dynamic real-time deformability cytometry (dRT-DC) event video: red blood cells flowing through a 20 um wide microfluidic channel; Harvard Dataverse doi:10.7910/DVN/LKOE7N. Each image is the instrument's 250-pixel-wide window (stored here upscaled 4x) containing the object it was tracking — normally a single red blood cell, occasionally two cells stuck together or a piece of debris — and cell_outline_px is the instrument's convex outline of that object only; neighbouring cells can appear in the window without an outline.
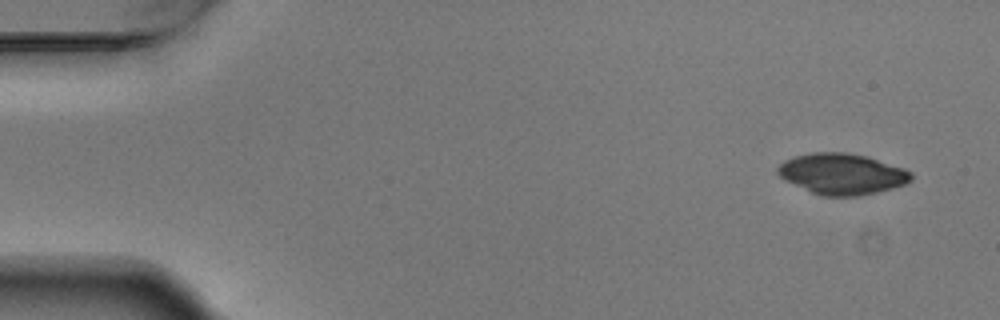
{"species": "Egyptian fruit bat (a non-hibernating species)", "species_latin": "Rousettus aegyptiacus", "temperature_condition": "warm", "stored_images_in_passage": 4, "camera_frame_rate_fps": 3000, "um_per_image_px": 0.085, "animal": {"sex": "male"}, "frame": {"image": 1, "passage_image": 1, "time_ms": 0.0, "image_size_px": [1000, 320], "cell_outline_px": [[912, 180], [904, 184], [892, 188], [860, 196], [820, 196], [784, 180], [776, 172], [776, 168], [784, 160], [792, 156], [812, 152], [844, 152], [868, 156], [904, 168], [912, 172]], "centroid_in_image_um": [71.55, 14.77], "position_along_channel_um": 13.5, "area_um2": 32.08}}